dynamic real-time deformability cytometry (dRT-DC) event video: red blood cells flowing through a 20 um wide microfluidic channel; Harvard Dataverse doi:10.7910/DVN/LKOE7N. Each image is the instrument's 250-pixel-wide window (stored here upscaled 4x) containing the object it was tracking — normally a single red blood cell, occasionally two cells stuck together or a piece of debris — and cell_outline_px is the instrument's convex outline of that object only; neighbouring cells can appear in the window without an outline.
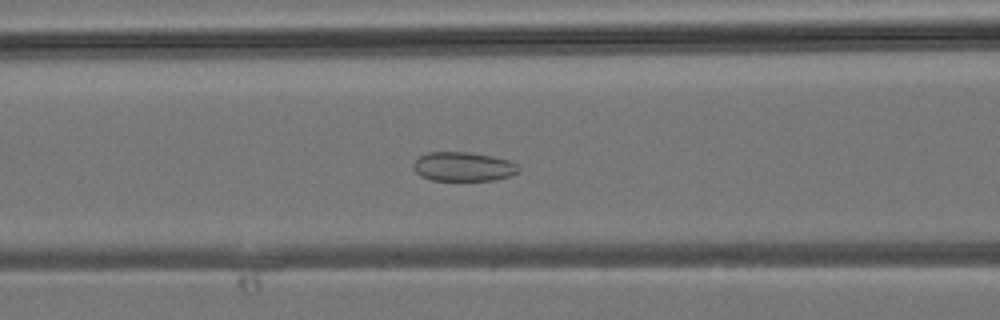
{"species": "common noctule bat (a hibernating species)", "species_latin": "Nyctalus noctula", "temperature_condition": "room temperature", "stored_images_in_passage": 37, "camera_frame_rate_fps": 3000, "um_per_image_px": 0.085, "animal": {"sex": "male", "body_mass_g": 19.2, "forearm_length_mm": 51.8}, "frame": {"image": 1, "passage_image": 13, "time_ms": 4.0, "image_size_px": [1000, 320], "cell_outline_px": [[520, 172], [496, 180], [432, 180], [420, 176], [412, 168], [412, 164], [420, 156], [428, 152], [468, 152], [492, 156], [508, 160], [516, 164], [520, 168]], "centroid_in_image_um": [39.37, 14.16], "position_along_channel_um": 127.2, "area_um2": 17.92}}
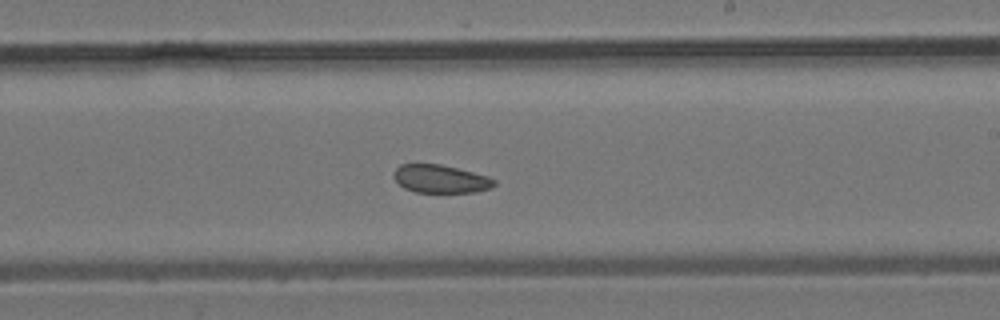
{"frame": {"image": 2, "passage_image": 20, "time_ms": 6.333, "image_size_px": [1000, 320], "cell_outline_px": [[496, 184], [492, 188], [476, 192], [416, 192], [404, 188], [392, 176], [392, 172], [400, 164], [440, 164], [488, 176], [496, 180]], "centroid_in_image_um": [37.44, 15.21], "position_along_channel_um": 251.6, "area_um2": 16.47}}
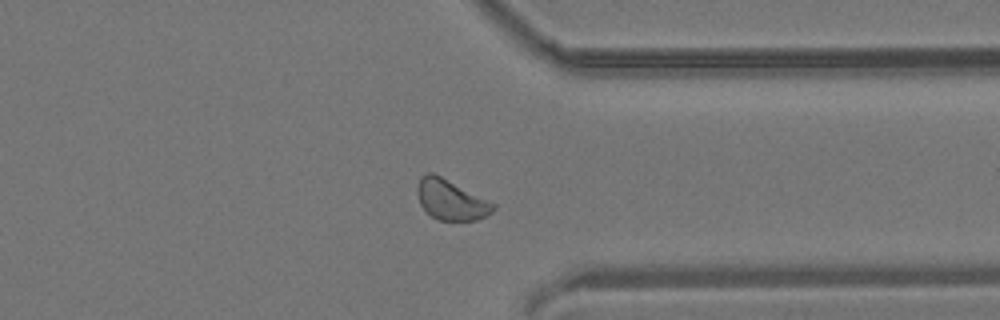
{"frame": {"image": 3, "passage_image": 27, "time_ms": 8.667, "image_size_px": [1000, 320], "cell_outline_px": [[496, 208], [492, 212], [476, 220], [440, 220], [432, 216], [420, 204], [416, 192], [416, 188], [420, 176], [428, 172], [432, 172], [496, 204]], "centroid_in_image_um": [38.3, 16.97], "position_along_channel_um": 373.1, "area_um2": 17.57}}